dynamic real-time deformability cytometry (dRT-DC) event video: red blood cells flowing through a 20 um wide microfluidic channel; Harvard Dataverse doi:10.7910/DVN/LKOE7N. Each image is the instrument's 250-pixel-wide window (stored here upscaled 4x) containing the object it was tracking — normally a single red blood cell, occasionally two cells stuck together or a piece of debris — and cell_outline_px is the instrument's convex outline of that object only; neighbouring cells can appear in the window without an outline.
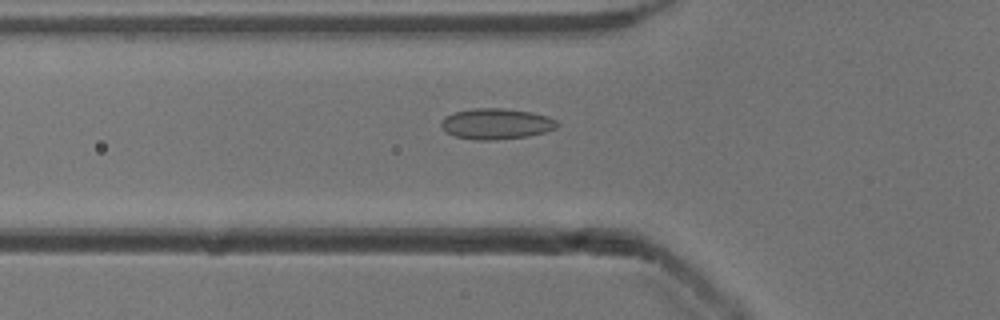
{"species": "common noctule bat (a hibernating species)", "species_latin": "Nyctalus noctula", "temperature_condition": "cold", "stored_images_in_passage": 40, "camera_frame_rate_fps": 3000, "um_per_image_px": 0.085, "animal": {"sex": "male", "body_mass_g": 13.3}, "frame": {"image": 1, "passage_image": 6, "time_ms": 1.667, "image_size_px": [1000, 320], "cell_outline_px": [[560, 124], [556, 128], [544, 132], [528, 136], [492, 140], [476, 140], [456, 136], [448, 132], [440, 124], [440, 120], [444, 116], [452, 112], [472, 108], [504, 108], [532, 112], [548, 116], [556, 120]], "centroid_in_image_um": [42.18, 10.51], "position_along_channel_um": 83.6, "area_um2": 20.92}}
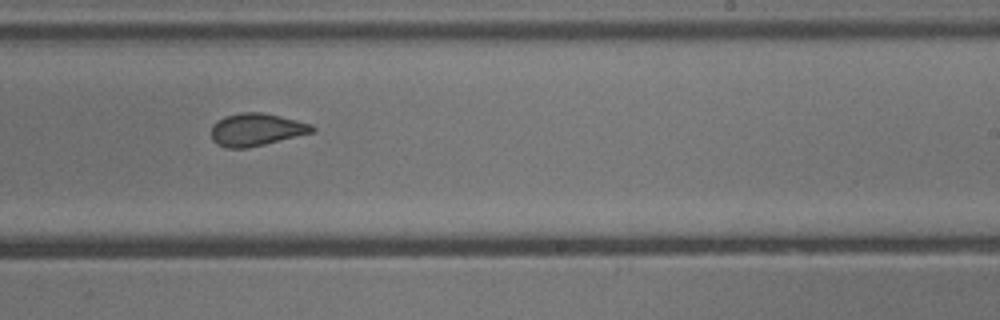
{"frame": {"image": 2, "passage_image": 20, "time_ms": 6.333, "image_size_px": [1000, 320], "cell_outline_px": [[316, 132], [264, 144], [244, 148], [228, 148], [216, 144], [212, 140], [212, 124], [224, 116], [240, 112], [260, 112], [280, 116], [312, 124], [316, 128]], "centroid_in_image_um": [21.8, 11.01], "position_along_channel_um": 267.2, "area_um2": 19.19}}
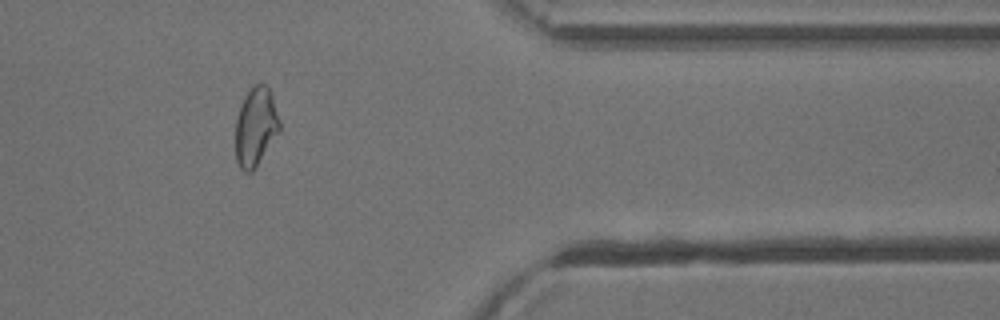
{"frame": {"image": 3, "passage_image": 31, "time_ms": 10.0, "image_size_px": [1000, 320], "cell_outline_px": [[280, 128], [252, 172], [244, 172], [240, 168], [236, 160], [236, 120], [244, 96], [256, 84], [268, 84], [272, 92], [280, 120]], "centroid_in_image_um": [21.74, 10.74], "position_along_channel_um": 389.7, "area_um2": 19.94}, "authors_computed_cell_mechanics": {"area_um2": 19.941, "velocity_mm_per_s": 3.9114, "shape_relaxation_time_tau1_ms": null, "shape_relaxation_time_tau2_ms": 1.4958, "deformation_change_tau1": null, "deformation_change_tau2": 0.0658}}